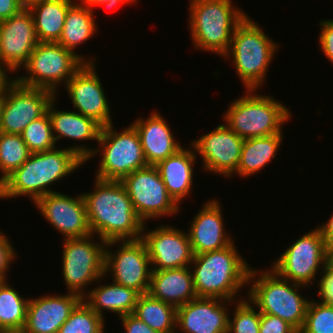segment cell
I'll list each match as a JSON object with an SVG mask.
<instances>
[{"label":"cell","instance_id":"obj_26","mask_svg":"<svg viewBox=\"0 0 333 333\" xmlns=\"http://www.w3.org/2000/svg\"><path fill=\"white\" fill-rule=\"evenodd\" d=\"M104 284L92 288L82 298L84 302L102 318L105 317V310L116 313L119 318L133 314L140 294L113 281Z\"/></svg>","mask_w":333,"mask_h":333},{"label":"cell","instance_id":"obj_23","mask_svg":"<svg viewBox=\"0 0 333 333\" xmlns=\"http://www.w3.org/2000/svg\"><path fill=\"white\" fill-rule=\"evenodd\" d=\"M154 111L145 119L137 118L131 122L140 136L145 159L148 165L152 166H156L183 147L175 138L168 122H165V118Z\"/></svg>","mask_w":333,"mask_h":333},{"label":"cell","instance_id":"obj_4","mask_svg":"<svg viewBox=\"0 0 333 333\" xmlns=\"http://www.w3.org/2000/svg\"><path fill=\"white\" fill-rule=\"evenodd\" d=\"M268 269L251 267L246 298L260 313L280 317L299 333L303 328L310 302L305 298L306 295H301L300 290L307 286L293 283L282 278L272 268Z\"/></svg>","mask_w":333,"mask_h":333},{"label":"cell","instance_id":"obj_21","mask_svg":"<svg viewBox=\"0 0 333 333\" xmlns=\"http://www.w3.org/2000/svg\"><path fill=\"white\" fill-rule=\"evenodd\" d=\"M48 294L30 298L21 333H58L82 298L74 293Z\"/></svg>","mask_w":333,"mask_h":333},{"label":"cell","instance_id":"obj_46","mask_svg":"<svg viewBox=\"0 0 333 333\" xmlns=\"http://www.w3.org/2000/svg\"><path fill=\"white\" fill-rule=\"evenodd\" d=\"M8 71L0 65V93L4 91L6 85L13 79L8 76Z\"/></svg>","mask_w":333,"mask_h":333},{"label":"cell","instance_id":"obj_35","mask_svg":"<svg viewBox=\"0 0 333 333\" xmlns=\"http://www.w3.org/2000/svg\"><path fill=\"white\" fill-rule=\"evenodd\" d=\"M21 136L31 153L44 152L56 148L48 112L30 122L23 130Z\"/></svg>","mask_w":333,"mask_h":333},{"label":"cell","instance_id":"obj_13","mask_svg":"<svg viewBox=\"0 0 333 333\" xmlns=\"http://www.w3.org/2000/svg\"><path fill=\"white\" fill-rule=\"evenodd\" d=\"M115 245L118 249L112 252L110 248ZM104 273H110L113 282L140 295L148 293L152 268L145 242L142 239L106 242Z\"/></svg>","mask_w":333,"mask_h":333},{"label":"cell","instance_id":"obj_44","mask_svg":"<svg viewBox=\"0 0 333 333\" xmlns=\"http://www.w3.org/2000/svg\"><path fill=\"white\" fill-rule=\"evenodd\" d=\"M24 7L19 0H0V21L20 13Z\"/></svg>","mask_w":333,"mask_h":333},{"label":"cell","instance_id":"obj_19","mask_svg":"<svg viewBox=\"0 0 333 333\" xmlns=\"http://www.w3.org/2000/svg\"><path fill=\"white\" fill-rule=\"evenodd\" d=\"M38 43L34 19L28 9L0 21V65L9 74L21 70Z\"/></svg>","mask_w":333,"mask_h":333},{"label":"cell","instance_id":"obj_34","mask_svg":"<svg viewBox=\"0 0 333 333\" xmlns=\"http://www.w3.org/2000/svg\"><path fill=\"white\" fill-rule=\"evenodd\" d=\"M82 299L72 310L58 333H103L106 322Z\"/></svg>","mask_w":333,"mask_h":333},{"label":"cell","instance_id":"obj_36","mask_svg":"<svg viewBox=\"0 0 333 333\" xmlns=\"http://www.w3.org/2000/svg\"><path fill=\"white\" fill-rule=\"evenodd\" d=\"M242 299L235 301L233 318L229 316L228 333H259L261 313L249 301ZM237 302V303H236Z\"/></svg>","mask_w":333,"mask_h":333},{"label":"cell","instance_id":"obj_37","mask_svg":"<svg viewBox=\"0 0 333 333\" xmlns=\"http://www.w3.org/2000/svg\"><path fill=\"white\" fill-rule=\"evenodd\" d=\"M299 333H333V305L310 300L305 322Z\"/></svg>","mask_w":333,"mask_h":333},{"label":"cell","instance_id":"obj_1","mask_svg":"<svg viewBox=\"0 0 333 333\" xmlns=\"http://www.w3.org/2000/svg\"><path fill=\"white\" fill-rule=\"evenodd\" d=\"M86 146L76 144L68 148L56 147L49 151L31 153L21 167L0 183V199L24 196L31 198L34 204L44 195L58 192L50 186L69 174L72 175L95 151L94 147Z\"/></svg>","mask_w":333,"mask_h":333},{"label":"cell","instance_id":"obj_28","mask_svg":"<svg viewBox=\"0 0 333 333\" xmlns=\"http://www.w3.org/2000/svg\"><path fill=\"white\" fill-rule=\"evenodd\" d=\"M94 14V10L76 1L67 11L63 31L57 42L75 53L84 63H96V59L95 57L86 59L74 50L97 34L98 26Z\"/></svg>","mask_w":333,"mask_h":333},{"label":"cell","instance_id":"obj_31","mask_svg":"<svg viewBox=\"0 0 333 333\" xmlns=\"http://www.w3.org/2000/svg\"><path fill=\"white\" fill-rule=\"evenodd\" d=\"M133 315L159 333H176L177 308L149 293L141 294Z\"/></svg>","mask_w":333,"mask_h":333},{"label":"cell","instance_id":"obj_43","mask_svg":"<svg viewBox=\"0 0 333 333\" xmlns=\"http://www.w3.org/2000/svg\"><path fill=\"white\" fill-rule=\"evenodd\" d=\"M79 4L88 7L89 9L93 10L96 9L95 7L106 6L108 9L116 8L117 5L122 4H129L133 5L138 3L137 0H76Z\"/></svg>","mask_w":333,"mask_h":333},{"label":"cell","instance_id":"obj_47","mask_svg":"<svg viewBox=\"0 0 333 333\" xmlns=\"http://www.w3.org/2000/svg\"><path fill=\"white\" fill-rule=\"evenodd\" d=\"M325 268L333 274V247L326 248Z\"/></svg>","mask_w":333,"mask_h":333},{"label":"cell","instance_id":"obj_25","mask_svg":"<svg viewBox=\"0 0 333 333\" xmlns=\"http://www.w3.org/2000/svg\"><path fill=\"white\" fill-rule=\"evenodd\" d=\"M148 293L176 308L197 298L190 267L152 270Z\"/></svg>","mask_w":333,"mask_h":333},{"label":"cell","instance_id":"obj_17","mask_svg":"<svg viewBox=\"0 0 333 333\" xmlns=\"http://www.w3.org/2000/svg\"><path fill=\"white\" fill-rule=\"evenodd\" d=\"M149 231L146 223L142 240L148 250L152 270H164L190 266L193 252L187 232L168 224Z\"/></svg>","mask_w":333,"mask_h":333},{"label":"cell","instance_id":"obj_33","mask_svg":"<svg viewBox=\"0 0 333 333\" xmlns=\"http://www.w3.org/2000/svg\"><path fill=\"white\" fill-rule=\"evenodd\" d=\"M30 155L21 135L0 132V183L21 167Z\"/></svg>","mask_w":333,"mask_h":333},{"label":"cell","instance_id":"obj_6","mask_svg":"<svg viewBox=\"0 0 333 333\" xmlns=\"http://www.w3.org/2000/svg\"><path fill=\"white\" fill-rule=\"evenodd\" d=\"M231 0H189V29L196 50L222 58L237 25L247 16Z\"/></svg>","mask_w":333,"mask_h":333},{"label":"cell","instance_id":"obj_45","mask_svg":"<svg viewBox=\"0 0 333 333\" xmlns=\"http://www.w3.org/2000/svg\"><path fill=\"white\" fill-rule=\"evenodd\" d=\"M323 236L326 248L333 247V214L329 220L317 227Z\"/></svg>","mask_w":333,"mask_h":333},{"label":"cell","instance_id":"obj_29","mask_svg":"<svg viewBox=\"0 0 333 333\" xmlns=\"http://www.w3.org/2000/svg\"><path fill=\"white\" fill-rule=\"evenodd\" d=\"M283 138V133H278L244 139L236 170L237 176L239 175L245 179L262 171L278 155L276 153L280 150L279 147L282 146Z\"/></svg>","mask_w":333,"mask_h":333},{"label":"cell","instance_id":"obj_10","mask_svg":"<svg viewBox=\"0 0 333 333\" xmlns=\"http://www.w3.org/2000/svg\"><path fill=\"white\" fill-rule=\"evenodd\" d=\"M95 235L64 239L62 251V276L67 292L83 298L88 285L103 280L106 242ZM100 239V240H99ZM100 280V281H99Z\"/></svg>","mask_w":333,"mask_h":333},{"label":"cell","instance_id":"obj_11","mask_svg":"<svg viewBox=\"0 0 333 333\" xmlns=\"http://www.w3.org/2000/svg\"><path fill=\"white\" fill-rule=\"evenodd\" d=\"M120 182L144 224L160 216L162 218L180 213V206L169 195L156 166L148 165L137 169Z\"/></svg>","mask_w":333,"mask_h":333},{"label":"cell","instance_id":"obj_40","mask_svg":"<svg viewBox=\"0 0 333 333\" xmlns=\"http://www.w3.org/2000/svg\"><path fill=\"white\" fill-rule=\"evenodd\" d=\"M259 333H298L278 316L261 313Z\"/></svg>","mask_w":333,"mask_h":333},{"label":"cell","instance_id":"obj_14","mask_svg":"<svg viewBox=\"0 0 333 333\" xmlns=\"http://www.w3.org/2000/svg\"><path fill=\"white\" fill-rule=\"evenodd\" d=\"M52 91L19 84L14 78L4 89L0 132L21 135L26 126L47 112Z\"/></svg>","mask_w":333,"mask_h":333},{"label":"cell","instance_id":"obj_38","mask_svg":"<svg viewBox=\"0 0 333 333\" xmlns=\"http://www.w3.org/2000/svg\"><path fill=\"white\" fill-rule=\"evenodd\" d=\"M6 233L0 231V279L7 280L10 265L15 262L17 252L14 250Z\"/></svg>","mask_w":333,"mask_h":333},{"label":"cell","instance_id":"obj_48","mask_svg":"<svg viewBox=\"0 0 333 333\" xmlns=\"http://www.w3.org/2000/svg\"><path fill=\"white\" fill-rule=\"evenodd\" d=\"M41 1H47V0H19L21 5L26 9H28L31 5L41 2Z\"/></svg>","mask_w":333,"mask_h":333},{"label":"cell","instance_id":"obj_3","mask_svg":"<svg viewBox=\"0 0 333 333\" xmlns=\"http://www.w3.org/2000/svg\"><path fill=\"white\" fill-rule=\"evenodd\" d=\"M238 252L234 242L222 249L193 256L191 272L197 297L241 300L235 296L248 286L251 266Z\"/></svg>","mask_w":333,"mask_h":333},{"label":"cell","instance_id":"obj_18","mask_svg":"<svg viewBox=\"0 0 333 333\" xmlns=\"http://www.w3.org/2000/svg\"><path fill=\"white\" fill-rule=\"evenodd\" d=\"M96 67L95 63H84L64 88L76 112L94 119L104 127L114 123Z\"/></svg>","mask_w":333,"mask_h":333},{"label":"cell","instance_id":"obj_30","mask_svg":"<svg viewBox=\"0 0 333 333\" xmlns=\"http://www.w3.org/2000/svg\"><path fill=\"white\" fill-rule=\"evenodd\" d=\"M76 0H47L31 5V12L39 42H58L68 9Z\"/></svg>","mask_w":333,"mask_h":333},{"label":"cell","instance_id":"obj_32","mask_svg":"<svg viewBox=\"0 0 333 333\" xmlns=\"http://www.w3.org/2000/svg\"><path fill=\"white\" fill-rule=\"evenodd\" d=\"M29 299L22 297L7 280L0 279V329L21 333L26 322Z\"/></svg>","mask_w":333,"mask_h":333},{"label":"cell","instance_id":"obj_9","mask_svg":"<svg viewBox=\"0 0 333 333\" xmlns=\"http://www.w3.org/2000/svg\"><path fill=\"white\" fill-rule=\"evenodd\" d=\"M83 65L75 53L59 43L39 42L21 67L26 74L13 78L24 86L47 89L56 95L59 86H65Z\"/></svg>","mask_w":333,"mask_h":333},{"label":"cell","instance_id":"obj_41","mask_svg":"<svg viewBox=\"0 0 333 333\" xmlns=\"http://www.w3.org/2000/svg\"><path fill=\"white\" fill-rule=\"evenodd\" d=\"M321 278L317 281L318 289V299L321 300L319 302L323 304L333 305V274L330 273L326 268L320 273Z\"/></svg>","mask_w":333,"mask_h":333},{"label":"cell","instance_id":"obj_39","mask_svg":"<svg viewBox=\"0 0 333 333\" xmlns=\"http://www.w3.org/2000/svg\"><path fill=\"white\" fill-rule=\"evenodd\" d=\"M318 24L321 27L318 35L319 48L333 65V20L323 19Z\"/></svg>","mask_w":333,"mask_h":333},{"label":"cell","instance_id":"obj_50","mask_svg":"<svg viewBox=\"0 0 333 333\" xmlns=\"http://www.w3.org/2000/svg\"><path fill=\"white\" fill-rule=\"evenodd\" d=\"M0 333H11V332L0 329Z\"/></svg>","mask_w":333,"mask_h":333},{"label":"cell","instance_id":"obj_16","mask_svg":"<svg viewBox=\"0 0 333 333\" xmlns=\"http://www.w3.org/2000/svg\"><path fill=\"white\" fill-rule=\"evenodd\" d=\"M34 205L46 222L60 232L64 239L92 234L82 193L75 197L60 191L49 193L39 198Z\"/></svg>","mask_w":333,"mask_h":333},{"label":"cell","instance_id":"obj_22","mask_svg":"<svg viewBox=\"0 0 333 333\" xmlns=\"http://www.w3.org/2000/svg\"><path fill=\"white\" fill-rule=\"evenodd\" d=\"M195 215L187 230L194 255L219 250L234 242L233 237L226 232L222 206L218 199L205 202Z\"/></svg>","mask_w":333,"mask_h":333},{"label":"cell","instance_id":"obj_20","mask_svg":"<svg viewBox=\"0 0 333 333\" xmlns=\"http://www.w3.org/2000/svg\"><path fill=\"white\" fill-rule=\"evenodd\" d=\"M232 303L235 301L197 297L178 307L176 333H228Z\"/></svg>","mask_w":333,"mask_h":333},{"label":"cell","instance_id":"obj_15","mask_svg":"<svg viewBox=\"0 0 333 333\" xmlns=\"http://www.w3.org/2000/svg\"><path fill=\"white\" fill-rule=\"evenodd\" d=\"M202 158L205 172L232 178L240 161L244 139L232 131L224 122L207 134L190 142Z\"/></svg>","mask_w":333,"mask_h":333},{"label":"cell","instance_id":"obj_12","mask_svg":"<svg viewBox=\"0 0 333 333\" xmlns=\"http://www.w3.org/2000/svg\"><path fill=\"white\" fill-rule=\"evenodd\" d=\"M326 246L317 228L300 236L271 263V268L282 278L293 283L312 286V282L325 268ZM314 280V281H313Z\"/></svg>","mask_w":333,"mask_h":333},{"label":"cell","instance_id":"obj_8","mask_svg":"<svg viewBox=\"0 0 333 333\" xmlns=\"http://www.w3.org/2000/svg\"><path fill=\"white\" fill-rule=\"evenodd\" d=\"M97 143L98 147L85 161L87 163L97 154L101 155L94 178L120 181L137 169L148 166L140 136L132 124L120 132L114 129L113 124L102 127Z\"/></svg>","mask_w":333,"mask_h":333},{"label":"cell","instance_id":"obj_42","mask_svg":"<svg viewBox=\"0 0 333 333\" xmlns=\"http://www.w3.org/2000/svg\"><path fill=\"white\" fill-rule=\"evenodd\" d=\"M122 327L125 329V333H159L150 328L146 323L139 320L133 314H128L120 317Z\"/></svg>","mask_w":333,"mask_h":333},{"label":"cell","instance_id":"obj_49","mask_svg":"<svg viewBox=\"0 0 333 333\" xmlns=\"http://www.w3.org/2000/svg\"><path fill=\"white\" fill-rule=\"evenodd\" d=\"M3 103H4V91L0 93V124L2 118Z\"/></svg>","mask_w":333,"mask_h":333},{"label":"cell","instance_id":"obj_5","mask_svg":"<svg viewBox=\"0 0 333 333\" xmlns=\"http://www.w3.org/2000/svg\"><path fill=\"white\" fill-rule=\"evenodd\" d=\"M264 32L262 26L247 15L235 28L230 48L222 57L232 59L245 90H259L266 83L269 65L280 49Z\"/></svg>","mask_w":333,"mask_h":333},{"label":"cell","instance_id":"obj_2","mask_svg":"<svg viewBox=\"0 0 333 333\" xmlns=\"http://www.w3.org/2000/svg\"><path fill=\"white\" fill-rule=\"evenodd\" d=\"M94 181L95 189L82 193L92 234L105 242L141 239L144 222L123 184L97 178Z\"/></svg>","mask_w":333,"mask_h":333},{"label":"cell","instance_id":"obj_27","mask_svg":"<svg viewBox=\"0 0 333 333\" xmlns=\"http://www.w3.org/2000/svg\"><path fill=\"white\" fill-rule=\"evenodd\" d=\"M54 97L49 103L47 112L51 120L55 141L67 138L76 141L96 140L98 142L102 126L94 119L86 117L75 110L62 111L56 109Z\"/></svg>","mask_w":333,"mask_h":333},{"label":"cell","instance_id":"obj_24","mask_svg":"<svg viewBox=\"0 0 333 333\" xmlns=\"http://www.w3.org/2000/svg\"><path fill=\"white\" fill-rule=\"evenodd\" d=\"M179 149L175 154L156 165L169 195L179 205L191 195L194 183V165L197 155L193 145ZM189 194V195H188Z\"/></svg>","mask_w":333,"mask_h":333},{"label":"cell","instance_id":"obj_7","mask_svg":"<svg viewBox=\"0 0 333 333\" xmlns=\"http://www.w3.org/2000/svg\"><path fill=\"white\" fill-rule=\"evenodd\" d=\"M256 91L245 90L223 114L225 124L243 139L282 133V126L292 117L289 107Z\"/></svg>","mask_w":333,"mask_h":333}]
</instances>
